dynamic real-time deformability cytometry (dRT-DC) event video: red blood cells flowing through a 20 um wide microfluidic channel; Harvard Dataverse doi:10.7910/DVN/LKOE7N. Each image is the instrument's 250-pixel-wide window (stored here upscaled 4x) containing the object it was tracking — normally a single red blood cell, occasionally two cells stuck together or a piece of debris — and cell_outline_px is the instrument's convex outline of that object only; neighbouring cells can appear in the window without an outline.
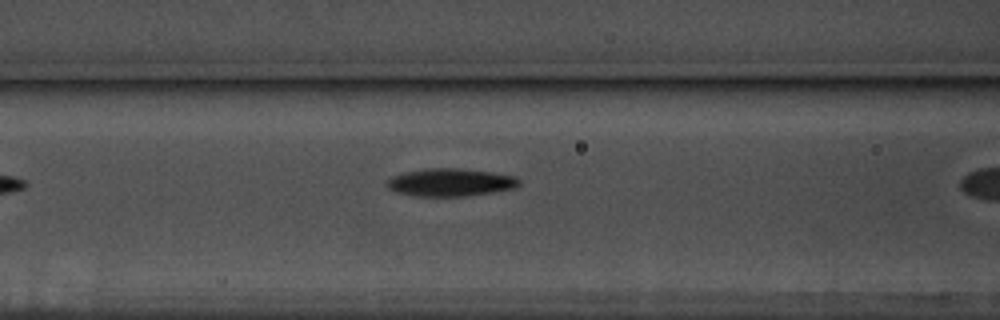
{"species": "common noctule bat (a hibernating species)", "species_latin": "Nyctalus noctula", "temperature_condition": "warm", "stored_images_in_passage": 7, "camera_frame_rate_fps": 3000, "um_per_image_px": 0.085, "animal": {"sex": "male", "body_mass_g": 17.5, "forearm_length_mm": 52.3}, "frame": {"image": 1, "passage_image": 6, "time_ms": 1.667, "image_size_px": [1000, 320], "cell_outline_px": [[520, 184], [512, 188], [464, 196], [416, 196], [396, 192], [388, 188], [388, 180], [392, 176], [404, 172], [424, 168], [456, 168], [492, 172], [516, 176], [520, 180]], "centroid_in_image_um": [38.26, 15.49], "position_along_channel_um": 128.3, "area_um2": 21.15}}